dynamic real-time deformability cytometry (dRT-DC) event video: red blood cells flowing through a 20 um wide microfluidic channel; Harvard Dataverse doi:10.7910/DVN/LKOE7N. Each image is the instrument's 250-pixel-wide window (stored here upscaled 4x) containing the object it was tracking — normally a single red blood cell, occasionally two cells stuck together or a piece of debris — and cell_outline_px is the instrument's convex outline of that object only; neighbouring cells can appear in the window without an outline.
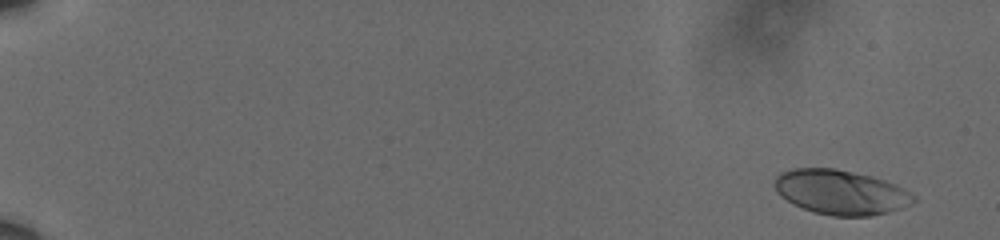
{"species": "human", "species_latin": "Homo sapiens", "temperature_condition": "cold", "stored_images_in_passage": 60, "camera_frame_rate_fps": 3000, "um_per_image_px": 0.085, "donor": {"sex": "male"}, "frame": {"image": 1, "passage_image": 3, "time_ms": 0.667, "image_size_px": [1000, 240], "cell_outline_px": [[916, 200], [912, 204], [888, 212], [872, 216], [832, 216], [816, 212], [792, 204], [780, 196], [776, 192], [772, 184], [776, 176], [780, 172], [792, 168], [832, 168], [872, 176], [896, 184], [904, 188], [916, 196]], "centroid_in_image_um": [71.44, 16.33], "position_along_channel_um": 13.6, "area_um2": 36.41}}
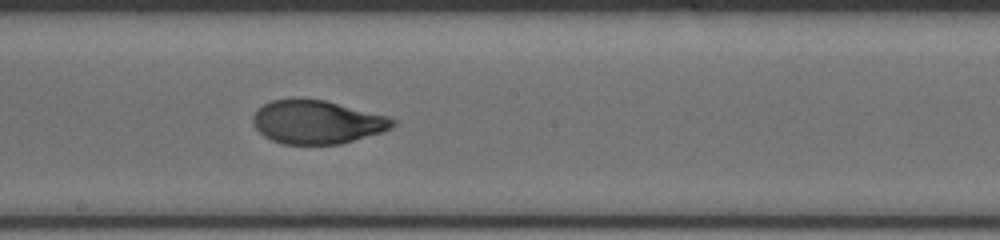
{"frame": {"image": 2, "passage_image": 36, "time_ms": 11.667, "image_size_px": [1000, 240], "cell_outline_px": [[396, 124], [392, 128], [384, 132], [340, 144], [284, 144], [272, 140], [264, 136], [252, 124], [252, 116], [256, 108], [272, 100], [324, 100], [388, 116], [396, 120]], "centroid_in_image_um": [26.96, 10.39], "position_along_channel_um": 221.2, "area_um2": 35.26}}
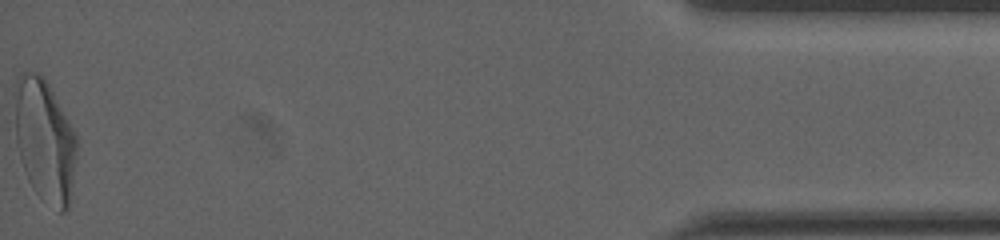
{"frame": {"image": 3, "passage_image": 60, "time_ms": 19.667, "image_size_px": [1000, 240], "cell_outline_px": [[76, 156], [72, 184], [68, 208], [64, 212], [60, 212], [40, 196], [32, 188], [28, 180], [20, 160], [16, 140], [16, 76], [20, 72], [36, 72], [44, 76], [68, 120], [76, 136]], "centroid_in_image_um": [3.79, 11.92], "position_along_channel_um": 431.4, "area_um2": 43.7}, "authors_computed_cell_mechanics": {"area_um2": 36.125, "velocity_mm_per_s": 3.5966, "shape_relaxation_time_tau1_ms": 4.581, "shape_relaxation_time_tau2_ms": 0.8632, "deformation_change_tau1": 0.184, "deformation_change_tau2": 0.0603}}